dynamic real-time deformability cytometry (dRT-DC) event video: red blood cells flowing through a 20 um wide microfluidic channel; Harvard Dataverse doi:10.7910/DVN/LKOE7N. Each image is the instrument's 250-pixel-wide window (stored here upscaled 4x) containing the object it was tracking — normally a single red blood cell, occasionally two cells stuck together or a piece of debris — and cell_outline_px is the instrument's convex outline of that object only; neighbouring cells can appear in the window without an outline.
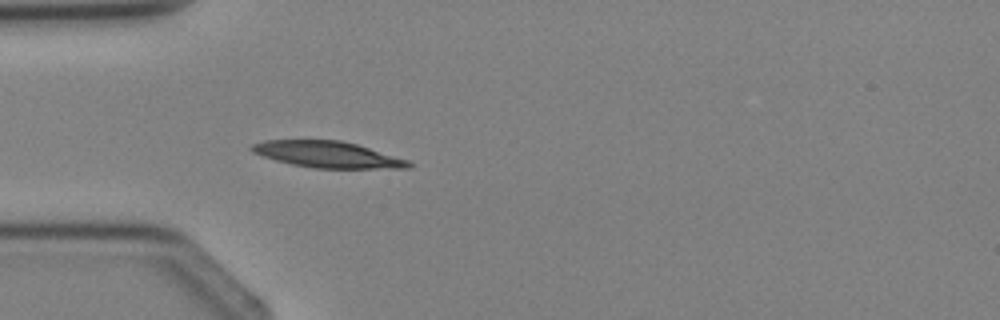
{"species": "Egyptian fruit bat (a non-hibernating species)", "species_latin": "Rousettus aegyptiacus", "temperature_condition": "cold", "stored_images_in_passage": 2, "camera_frame_rate_fps": 3000, "um_per_image_px": 0.085, "animal": {"sex": "female"}, "frame": {"image": 1, "passage_image": 2, "time_ms": 1.0, "image_size_px": [1000, 320], "cell_outline_px": [[412, 168], [312, 168], [292, 164], [276, 160], [252, 152], [248, 148], [252, 144], [264, 140], [340, 140], [356, 144], [408, 160], [412, 164]], "centroid_in_image_um": [27.81, 13.13], "position_along_channel_um": 57.2, "area_um2": 23.87}}